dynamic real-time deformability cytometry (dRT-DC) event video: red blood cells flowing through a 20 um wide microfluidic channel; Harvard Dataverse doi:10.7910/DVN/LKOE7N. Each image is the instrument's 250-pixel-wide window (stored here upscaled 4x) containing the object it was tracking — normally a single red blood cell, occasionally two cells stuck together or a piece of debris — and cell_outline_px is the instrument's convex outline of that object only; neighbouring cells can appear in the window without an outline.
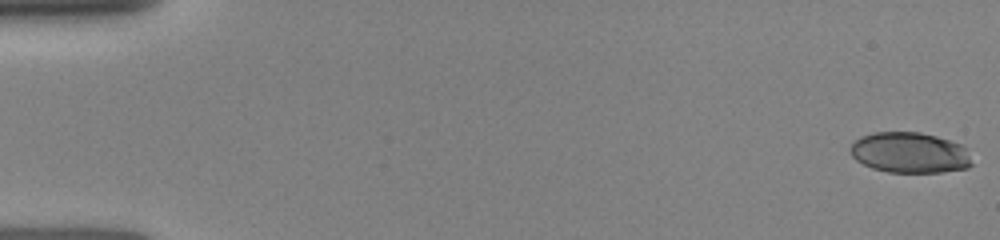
{"species": "human", "species_latin": "Homo sapiens", "temperature_condition": "room temperature", "stored_images_in_passage": 60, "camera_frame_rate_fps": 3000, "um_per_image_px": 0.085, "donor": {"sex": "female"}, "frame": {"image": 1, "passage_image": 1, "time_ms": 0.0, "image_size_px": [1000, 240], "cell_outline_px": [[972, 164], [968, 168], [940, 172], [888, 172], [872, 168], [856, 160], [852, 156], [848, 148], [860, 136], [872, 132], [920, 132], [936, 136], [960, 144], [964, 148]], "centroid_in_image_um": [77.27, 12.97], "position_along_channel_um": 7.7, "area_um2": 28.67}}
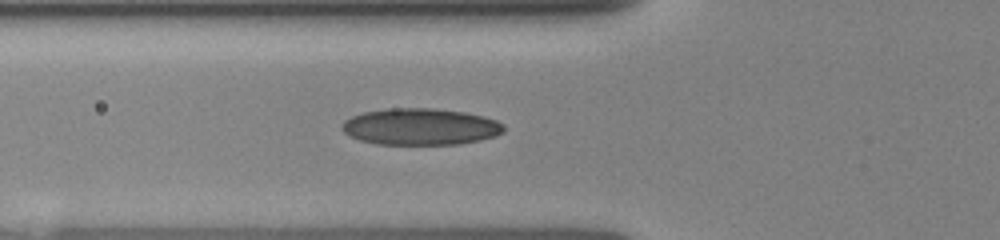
{"frame": {"image": 2, "passage_image": 45, "time_ms": 5.667, "image_size_px": [1000, 240], "cell_outline_px": [[504, 132], [496, 136], [480, 140], [460, 144], [376, 144], [360, 140], [348, 136], [340, 128], [344, 120], [352, 116], [364, 112], [388, 108], [436, 108], [464, 112], [484, 116], [496, 120], [504, 124]], "centroid_in_image_um": [35.74, 10.77], "position_along_channel_um": 90.1, "area_um2": 34.8}}
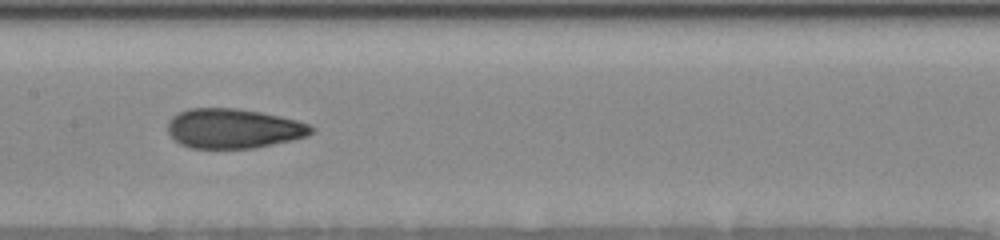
{"frame": {"image": 3, "passage_image": 59, "time_ms": 8.0, "image_size_px": [1000, 240], "cell_outline_px": [[312, 132], [308, 136], [292, 140], [252, 148], [192, 148], [180, 144], [168, 132], [168, 120], [172, 116], [188, 108], [236, 108], [260, 112], [280, 116], [296, 120], [308, 124], [312, 128]], "centroid_in_image_um": [19.82, 10.92], "position_along_channel_um": 187.6, "area_um2": 33.0}}